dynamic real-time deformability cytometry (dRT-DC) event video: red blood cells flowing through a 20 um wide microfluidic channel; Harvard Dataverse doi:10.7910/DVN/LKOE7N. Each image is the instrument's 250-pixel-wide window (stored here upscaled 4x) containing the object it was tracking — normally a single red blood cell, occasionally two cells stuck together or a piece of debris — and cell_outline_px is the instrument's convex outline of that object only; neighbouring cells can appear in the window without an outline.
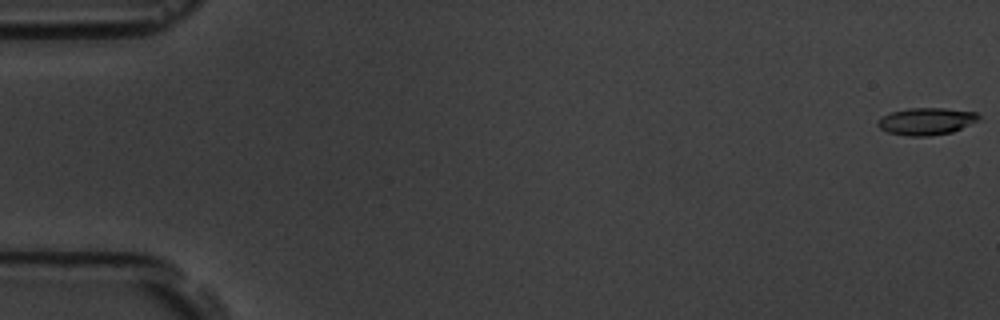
{"species": "common noctule bat (a hibernating species)", "species_latin": "Nyctalus noctula", "temperature_condition": "room temperature", "stored_images_in_passage": 5, "camera_frame_rate_fps": 3000, "um_per_image_px": 0.085, "animal": {"sex": "male", "body_mass_g": 19.5, "forearm_length_mm": 54.6}, "frame": {"image": 1, "passage_image": 1, "time_ms": 0.0, "image_size_px": [1000, 320], "cell_outline_px": [[980, 116], [976, 120], [952, 132], [928, 136], [908, 136], [888, 132], [880, 128], [876, 124], [880, 116], [892, 112], [908, 108], [944, 108], [976, 112]], "centroid_in_image_um": [78.68, 10.3], "position_along_channel_um": 6.3, "area_um2": 15.78}}